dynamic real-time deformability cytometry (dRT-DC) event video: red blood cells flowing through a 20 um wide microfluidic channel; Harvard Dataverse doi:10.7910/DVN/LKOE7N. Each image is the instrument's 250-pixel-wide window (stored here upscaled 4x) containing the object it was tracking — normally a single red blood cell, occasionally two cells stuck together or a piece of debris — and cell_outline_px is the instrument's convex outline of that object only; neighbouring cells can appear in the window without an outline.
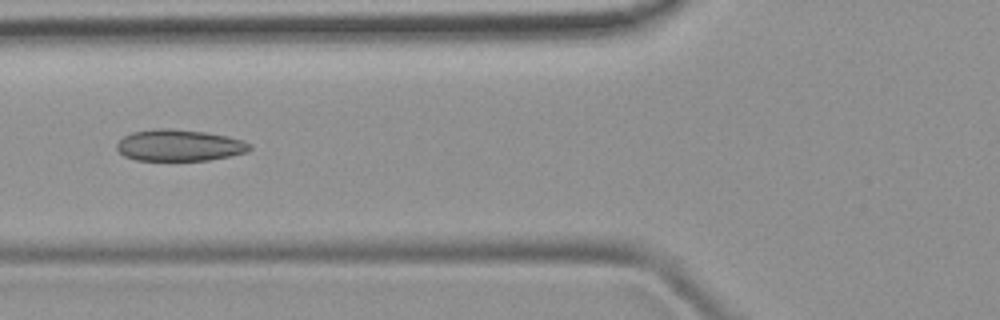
{"species": "common noctule bat (a hibernating species)", "species_latin": "Nyctalus noctula", "temperature_condition": "room temperature", "stored_images_in_passage": 5, "camera_frame_rate_fps": 3000, "um_per_image_px": 0.085, "animal": {"sex": "female", "body_mass_g": 19.9}, "frame": {"image": 1, "passage_image": 5, "time_ms": 4.333, "image_size_px": [1000, 320], "cell_outline_px": [[252, 148], [248, 152], [208, 160], [136, 160], [124, 156], [116, 148], [116, 144], [124, 136], [132, 132], [160, 128], [168, 128], [204, 132], [228, 136], [244, 140], [252, 144]], "centroid_in_image_um": [15.26, 12.35], "position_along_channel_um": 110.5, "area_um2": 24.39}}